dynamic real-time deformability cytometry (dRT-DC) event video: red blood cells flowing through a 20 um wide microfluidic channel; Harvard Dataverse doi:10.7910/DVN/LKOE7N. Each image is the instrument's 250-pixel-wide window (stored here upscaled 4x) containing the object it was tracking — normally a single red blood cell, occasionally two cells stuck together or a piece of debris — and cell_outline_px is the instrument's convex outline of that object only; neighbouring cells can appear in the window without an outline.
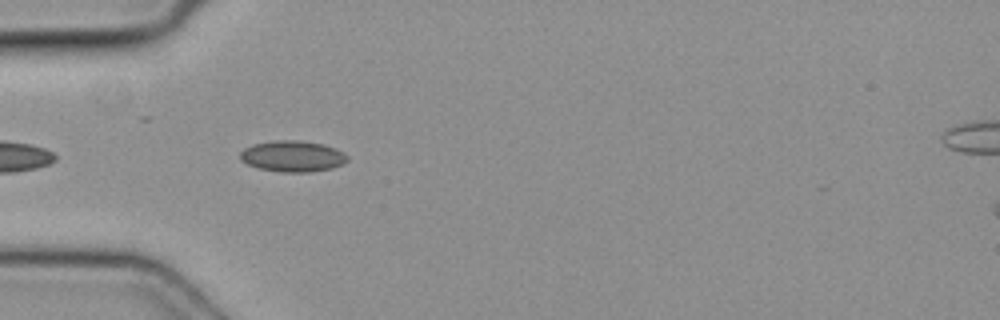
{"species": "common noctule bat (a hibernating species)", "species_latin": "Nyctalus noctula", "temperature_condition": "cold", "stored_images_in_passage": 22, "camera_frame_rate_fps": 3000, "um_per_image_px": 0.085, "animal": {"sex": "female", "body_mass_g": 19.3, "forearm_length_mm": 54.1}, "frame": {"image": 1, "passage_image": 1, "time_ms": 0.0, "image_size_px": [1000, 320], "cell_outline_px": [[348, 160], [344, 164], [332, 168], [308, 172], [280, 172], [260, 168], [248, 164], [240, 160], [240, 152], [244, 148], [252, 144], [276, 140], [296, 140], [324, 144], [336, 148], [344, 152], [348, 156]], "centroid_in_image_um": [24.89, 13.27], "position_along_channel_um": 60.1, "area_um2": 19.54}}
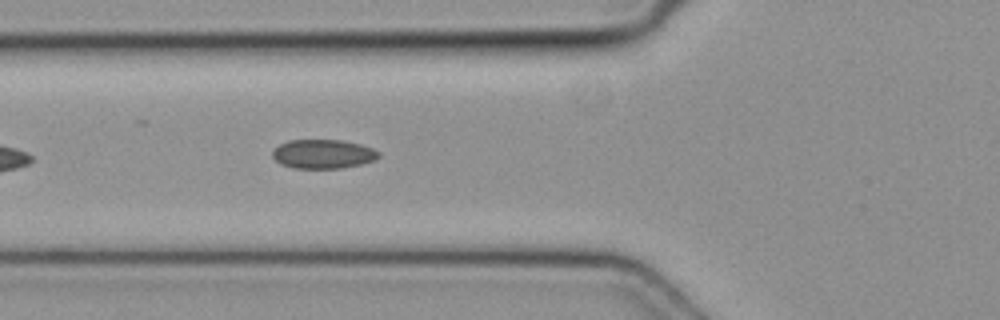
{"frame": {"image": 2, "passage_image": 4, "time_ms": 1.0, "image_size_px": [1000, 320], "cell_outline_px": [[380, 156], [376, 160], [360, 164], [340, 168], [292, 168], [280, 164], [272, 156], [272, 152], [280, 144], [288, 140], [344, 140], [360, 144], [372, 148], [380, 152]], "centroid_in_image_um": [27.47, 13.09], "position_along_channel_um": 98.3, "area_um2": 18.03}}